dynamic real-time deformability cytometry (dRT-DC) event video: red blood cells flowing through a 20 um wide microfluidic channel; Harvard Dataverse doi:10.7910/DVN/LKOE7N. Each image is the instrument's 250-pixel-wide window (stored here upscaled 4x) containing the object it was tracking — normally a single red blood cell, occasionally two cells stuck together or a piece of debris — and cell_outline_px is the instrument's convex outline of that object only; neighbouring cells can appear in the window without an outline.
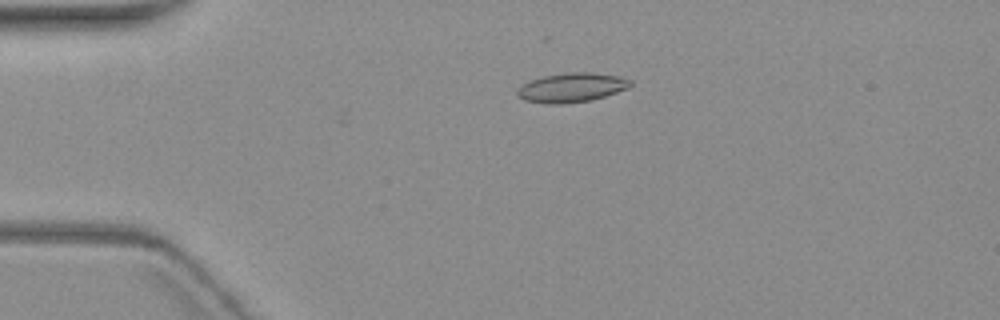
{"species": "common noctule bat (a hibernating species)", "species_latin": "Nyctalus noctula", "temperature_condition": "warm", "stored_images_in_passage": 6, "camera_frame_rate_fps": 3000, "um_per_image_px": 0.085, "animal": {"sex": "female", "body_mass_g": 19.3, "forearm_length_mm": 54.1}, "frame": {"image": 1, "passage_image": 3, "time_ms": 2.667, "image_size_px": [1000, 320], "cell_outline_px": [[632, 84], [628, 88], [592, 100], [564, 104], [548, 104], [524, 100], [516, 92], [520, 84], [544, 76], [568, 72], [592, 72], [620, 76], [632, 80]], "centroid_in_image_um": [48.6, 7.44], "position_along_channel_um": 36.4, "area_um2": 19.36}}
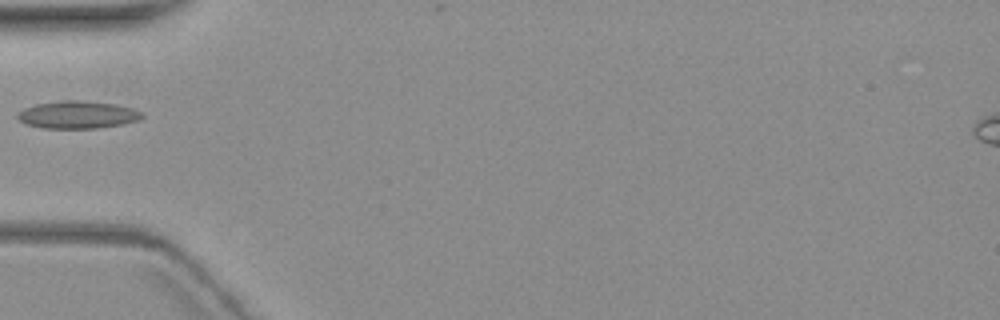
{"frame": {"image": 2, "passage_image": 5, "time_ms": 5.0, "image_size_px": [1000, 320], "cell_outline_px": [[144, 116], [140, 120], [124, 124], [100, 128], [44, 128], [28, 124], [20, 120], [16, 116], [24, 108], [36, 104], [60, 100], [76, 100], [116, 104], [136, 108], [144, 112]], "centroid_in_image_um": [6.69, 9.75], "position_along_channel_um": 78.3, "area_um2": 20.11}}
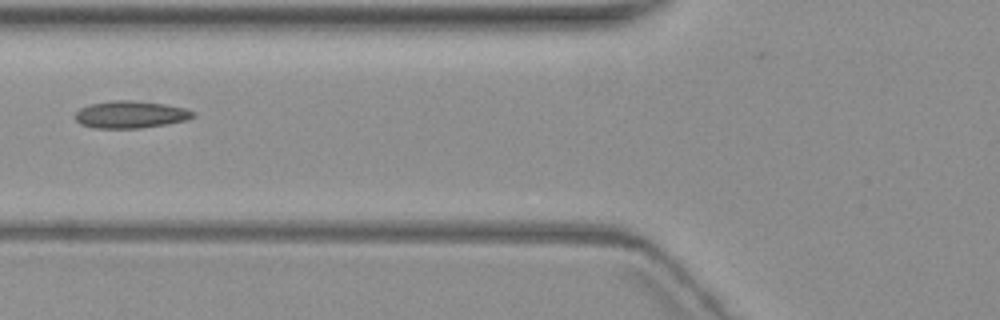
{"frame": {"image": 3, "passage_image": 6, "time_ms": 6.0, "image_size_px": [1000, 320], "cell_outline_px": [[196, 116], [184, 120], [164, 124], [140, 128], [96, 128], [80, 124], [76, 120], [76, 112], [80, 108], [92, 104], [112, 100], [132, 100], [164, 104], [184, 108], [196, 112]], "centroid_in_image_um": [11.09, 9.73], "position_along_channel_um": 114.7, "area_um2": 18.5}}